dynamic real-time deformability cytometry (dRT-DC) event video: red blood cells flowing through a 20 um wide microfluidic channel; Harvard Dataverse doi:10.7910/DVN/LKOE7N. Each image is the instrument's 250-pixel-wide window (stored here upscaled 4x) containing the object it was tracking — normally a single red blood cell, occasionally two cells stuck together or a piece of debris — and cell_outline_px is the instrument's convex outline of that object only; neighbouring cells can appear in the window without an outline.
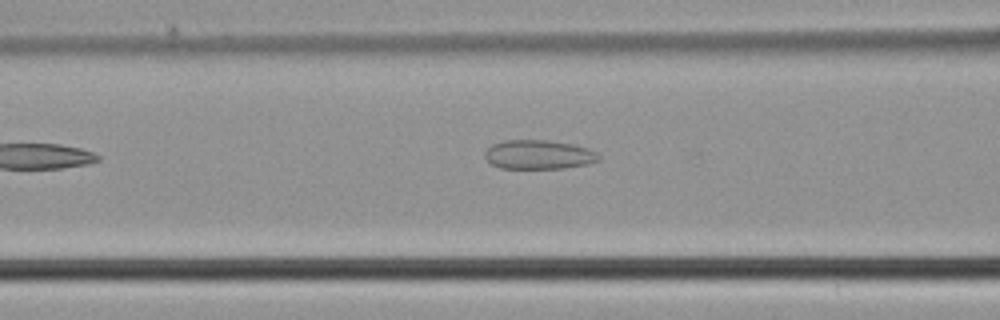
{"species": "common noctule bat (a hibernating species)", "species_latin": "Nyctalus noctula", "temperature_condition": "cold", "stored_images_in_passage": 10, "camera_frame_rate_fps": 3000, "um_per_image_px": 0.085, "animal": {"sex": "male", "body_mass_g": 21.5, "forearm_length_mm": 52.0}, "frame": {"image": 1, "passage_image": 4, "time_ms": 1.0, "image_size_px": [1000, 320], "cell_outline_px": [[600, 160], [588, 164], [564, 168], [500, 168], [492, 164], [484, 156], [484, 152], [492, 144], [504, 140], [548, 140], [572, 144], [588, 148], [596, 152], [600, 156]], "centroid_in_image_um": [45.79, 13.14], "position_along_channel_um": 120.8, "area_um2": 19.36}}
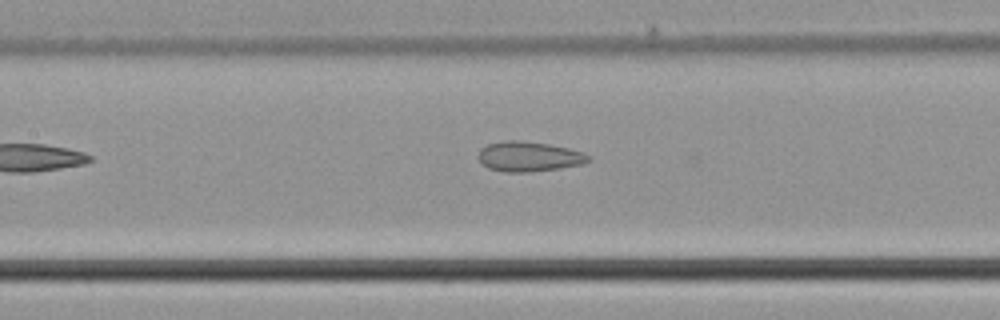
{"frame": {"image": 2, "passage_image": 7, "time_ms": 2.0, "image_size_px": [1000, 320], "cell_outline_px": [[592, 160], [580, 164], [560, 168], [528, 172], [504, 172], [488, 168], [476, 156], [480, 148], [488, 144], [504, 140], [520, 140], [548, 144], [568, 148], [584, 152], [592, 156]], "centroid_in_image_um": [44.95, 13.3], "position_along_channel_um": 162.4, "area_um2": 19.36}}